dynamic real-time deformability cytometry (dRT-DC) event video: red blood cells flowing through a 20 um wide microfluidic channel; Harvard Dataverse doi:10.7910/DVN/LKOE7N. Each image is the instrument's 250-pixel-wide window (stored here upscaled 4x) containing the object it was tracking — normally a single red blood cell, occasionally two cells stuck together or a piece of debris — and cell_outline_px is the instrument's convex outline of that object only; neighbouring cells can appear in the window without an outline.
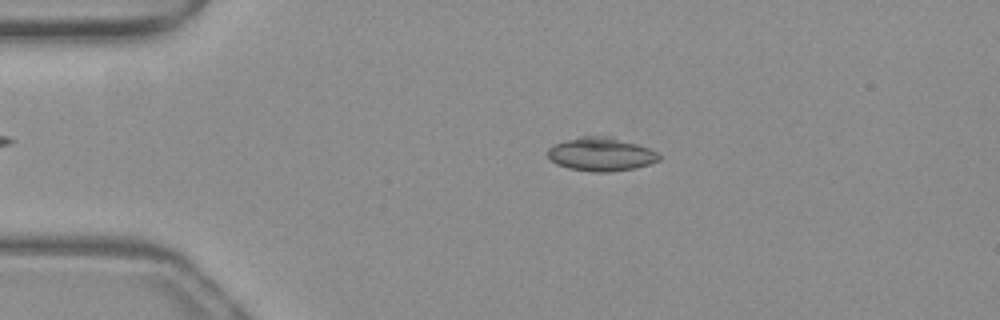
{"species": "common noctule bat (a hibernating species)", "species_latin": "Nyctalus noctula", "temperature_condition": "warm", "stored_images_in_passage": 51, "camera_frame_rate_fps": 3000, "um_per_image_px": 0.085, "animal": {"sex": "female", "body_mass_g": 19.3, "forearm_length_mm": 54.1}, "frame": {"image": 1, "passage_image": 10, "time_ms": 3.0, "image_size_px": [1000, 320], "cell_outline_px": [[660, 160], [636, 168], [608, 172], [592, 172], [568, 168], [556, 164], [548, 156], [548, 148], [552, 144], [564, 140], [580, 136], [612, 136], [660, 152]], "centroid_in_image_um": [51.08, 13.1], "position_along_channel_um": 33.9, "area_um2": 21.96}}
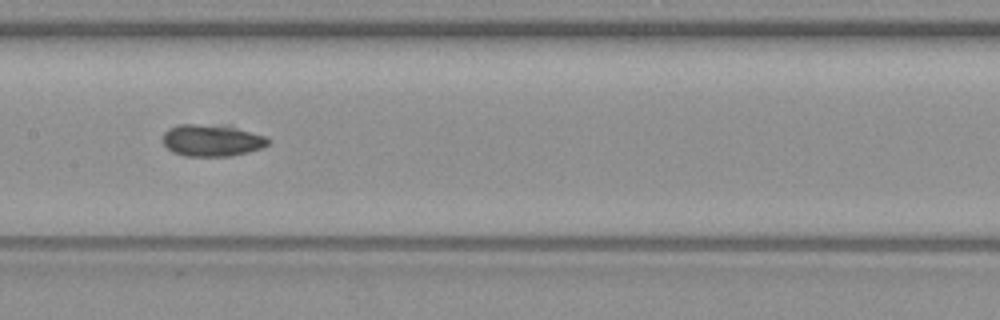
{"frame": {"image": 2, "passage_image": 25, "time_ms": 8.0, "image_size_px": [1000, 320], "cell_outline_px": [[268, 144], [260, 148], [248, 152], [232, 156], [184, 156], [172, 152], [164, 144], [164, 132], [168, 128], [180, 124], [228, 124], [264, 136], [268, 140]], "centroid_in_image_um": [18.0, 11.91], "position_along_channel_um": 189.4, "area_um2": 19.77}}
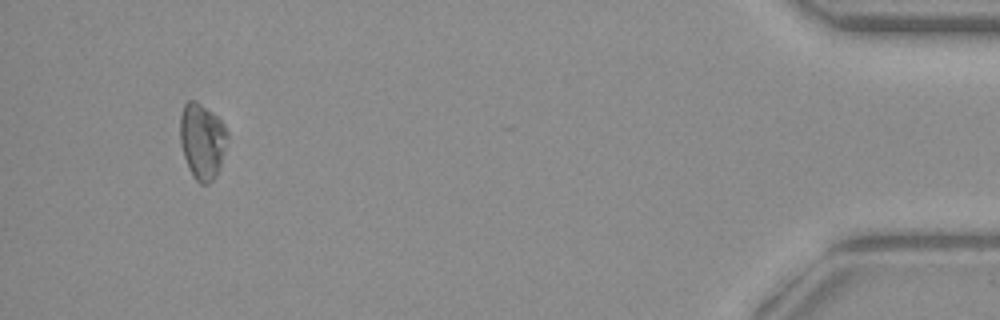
{"frame": {"image": 3, "passage_image": 48, "time_ms": 15.667, "image_size_px": [1000, 320], "cell_outline_px": [[228, 136], [220, 164], [216, 176], [208, 184], [200, 184], [192, 176], [188, 168], [180, 144], [180, 116], [184, 104], [188, 100], [196, 100], [212, 112], [224, 124], [228, 132]], "centroid_in_image_um": [17.17, 11.98], "position_along_channel_um": 418.0, "area_um2": 20.92}, "authors_computed_cell_mechanics": {"area_um2": 20.4612, "velocity_mm_per_s": 3.9723, "shape_relaxation_time_tau1_ms": 5.6421, "shape_relaxation_time_tau2_ms": null, "deformation_change_tau1": 0.1071, "deformation_change_tau2": null}}